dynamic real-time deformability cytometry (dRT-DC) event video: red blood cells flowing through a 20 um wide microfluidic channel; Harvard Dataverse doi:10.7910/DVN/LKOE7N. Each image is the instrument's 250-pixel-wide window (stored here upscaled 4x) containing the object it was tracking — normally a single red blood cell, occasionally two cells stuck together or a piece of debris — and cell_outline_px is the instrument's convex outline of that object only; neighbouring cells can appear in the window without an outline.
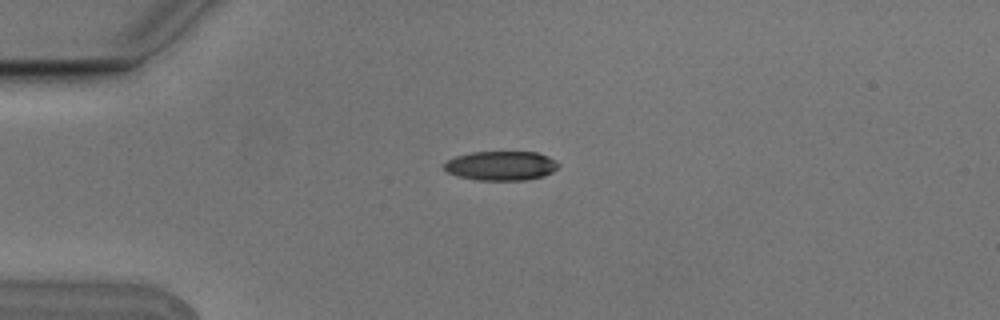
{"species": "Egyptian fruit bat (a non-hibernating species)", "species_latin": "Rousettus aegyptiacus", "temperature_condition": "cold", "stored_images_in_passage": 3, "camera_frame_rate_fps": 3000, "um_per_image_px": 0.085, "animal": {"sex": "male"}, "frame": {"image": 1, "passage_image": 2, "time_ms": 0.333, "image_size_px": [1000, 320], "cell_outline_px": [[560, 164], [552, 172], [544, 176], [524, 180], [476, 180], [456, 176], [448, 172], [444, 168], [444, 164], [448, 160], [456, 156], [472, 152], [536, 152], [548, 156], [556, 160]], "centroid_in_image_um": [42.6, 14.09], "position_along_channel_um": 42.4, "area_um2": 19.54}}